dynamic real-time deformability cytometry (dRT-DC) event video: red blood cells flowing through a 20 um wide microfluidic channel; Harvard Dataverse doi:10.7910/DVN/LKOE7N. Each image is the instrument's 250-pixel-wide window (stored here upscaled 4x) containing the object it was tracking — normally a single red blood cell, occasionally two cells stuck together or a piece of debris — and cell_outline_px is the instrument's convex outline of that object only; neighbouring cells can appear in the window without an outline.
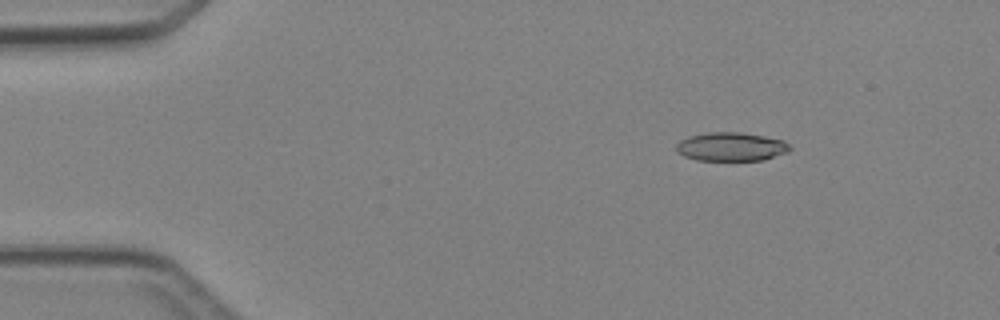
{"species": "Egyptian fruit bat (a non-hibernating species)", "species_latin": "Rousettus aegyptiacus", "temperature_condition": "cold", "stored_images_in_passage": 3, "camera_frame_rate_fps": 3000, "um_per_image_px": 0.085, "animal": {"sex": "female"}, "frame": {"image": 1, "passage_image": 1, "time_ms": 0.0, "image_size_px": [1000, 320], "cell_outline_px": [[792, 148], [788, 152], [764, 160], [696, 160], [684, 156], [676, 152], [676, 144], [680, 140], [688, 136], [708, 132], [740, 132], [764, 136], [784, 140]], "centroid_in_image_um": [62.14, 12.47], "position_along_channel_um": 22.9, "area_um2": 19.13}}